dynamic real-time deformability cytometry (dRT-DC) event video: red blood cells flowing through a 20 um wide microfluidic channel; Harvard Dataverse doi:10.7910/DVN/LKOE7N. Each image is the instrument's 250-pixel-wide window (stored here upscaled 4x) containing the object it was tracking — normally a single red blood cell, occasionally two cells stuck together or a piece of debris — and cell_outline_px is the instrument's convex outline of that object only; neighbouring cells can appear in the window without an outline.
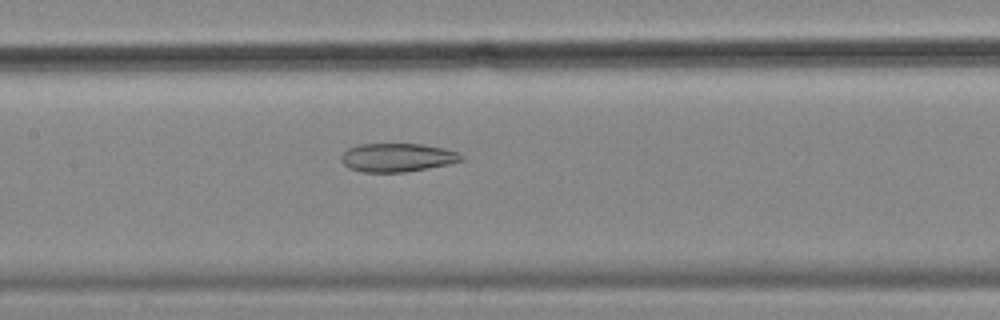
{"species": "common noctule bat (a hibernating species)", "species_latin": "Nyctalus noctula", "temperature_condition": "cold", "stored_images_in_passage": 55, "camera_frame_rate_fps": 3000, "um_per_image_px": 0.085, "animal": {"sex": "female", "body_mass_g": 18.4}, "frame": {"image": 1, "passage_image": 26, "time_ms": 8.333, "image_size_px": [1000, 320], "cell_outline_px": [[464, 160], [448, 164], [428, 168], [404, 172], [364, 172], [348, 168], [340, 160], [340, 156], [348, 148], [356, 144], [424, 144], [444, 148], [456, 152], [464, 156]], "centroid_in_image_um": [33.75, 13.38], "position_along_channel_um": 173.7, "area_um2": 20.06}}
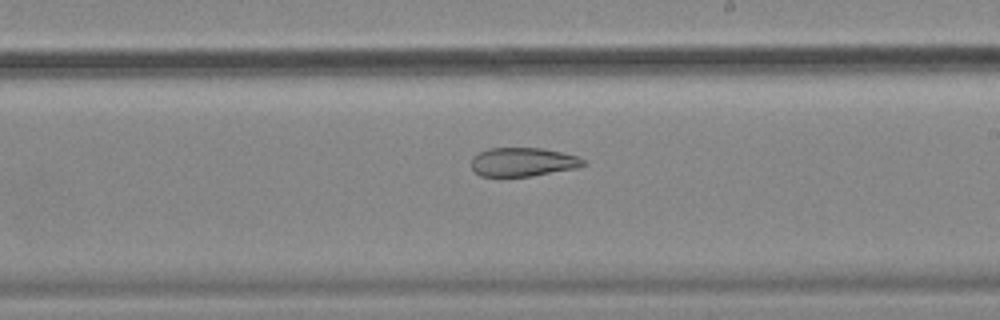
{"frame": {"image": 2, "passage_image": 32, "time_ms": 10.333, "image_size_px": [1000, 320], "cell_outline_px": [[588, 164], [576, 168], [532, 176], [480, 176], [472, 168], [472, 156], [488, 148], [544, 148], [576, 156], [584, 160]], "centroid_in_image_um": [44.45, 13.77], "position_along_channel_um": 244.6, "area_um2": 18.73}}
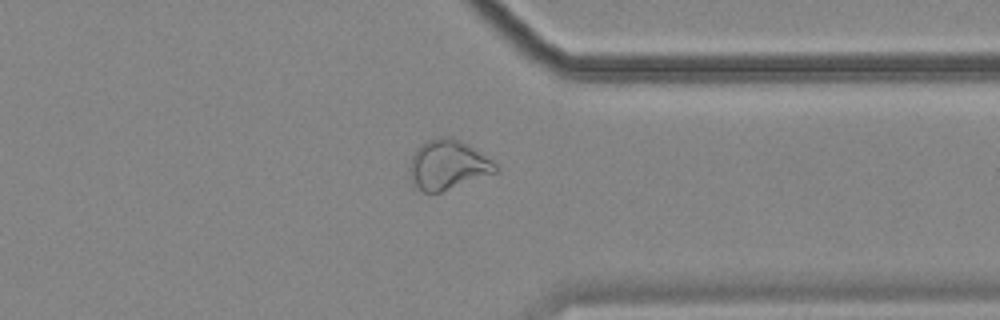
{"frame": {"image": 3, "passage_image": 43, "time_ms": 14.0, "image_size_px": [1000, 320], "cell_outline_px": [[500, 168], [496, 172], [440, 192], [424, 192], [416, 188], [408, 172], [408, 168], [412, 156], [416, 148], [420, 144], [428, 140], [440, 136], [452, 136], [468, 144], [492, 160]], "centroid_in_image_um": [38.04, 13.99], "position_along_channel_um": 373.4, "area_um2": 24.85}, "authors_computed_cell_mechanics": {"area_um2": 27.166, "velocity_mm_per_s": 3.5724, "shape_relaxation_time_tau1_ms": null, "shape_relaxation_time_tau2_ms": 5.5234, "deformation_change_tau1": null, "deformation_change_tau2": 0.139}}